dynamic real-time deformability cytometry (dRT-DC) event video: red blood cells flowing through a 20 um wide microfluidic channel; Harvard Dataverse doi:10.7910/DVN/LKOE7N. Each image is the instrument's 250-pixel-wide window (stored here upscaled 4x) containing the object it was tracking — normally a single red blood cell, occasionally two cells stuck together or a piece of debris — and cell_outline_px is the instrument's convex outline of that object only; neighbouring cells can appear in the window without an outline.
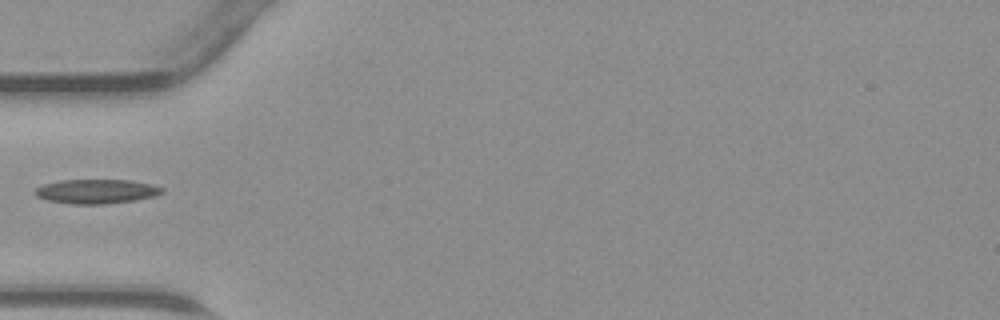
{"species": "common noctule bat (a hibernating species)", "species_latin": "Nyctalus noctula", "temperature_condition": "warm", "stored_images_in_passage": 31, "camera_frame_rate_fps": 3000, "um_per_image_px": 0.085, "animal": {"sex": "male", "body_mass_g": 23.1, "forearm_length_mm": 52.7}, "frame": {"image": 1, "passage_image": 1, "time_ms": 0.0, "image_size_px": [1000, 320], "cell_outline_px": [[164, 192], [156, 196], [136, 200], [104, 204], [72, 204], [48, 200], [36, 196], [32, 192], [36, 188], [44, 184], [60, 180], [128, 180], [152, 184], [164, 188]], "centroid_in_image_um": [8.21, 16.27], "position_along_channel_um": 76.8, "area_um2": 18.09}}
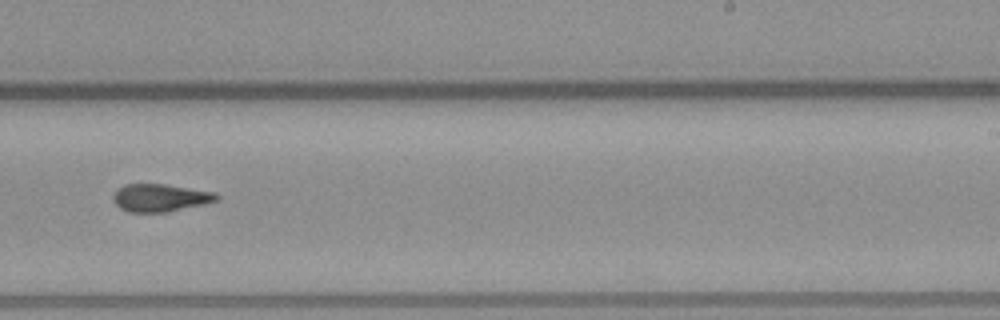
{"frame": {"image": 2, "passage_image": 14, "time_ms": 4.333, "image_size_px": [1000, 320], "cell_outline_px": [[220, 200], [204, 204], [168, 212], [128, 212], [120, 208], [112, 200], [112, 196], [124, 184], [164, 184], [216, 192], [220, 196]], "centroid_in_image_um": [13.65, 16.81], "position_along_channel_um": 275.3, "area_um2": 16.76}}
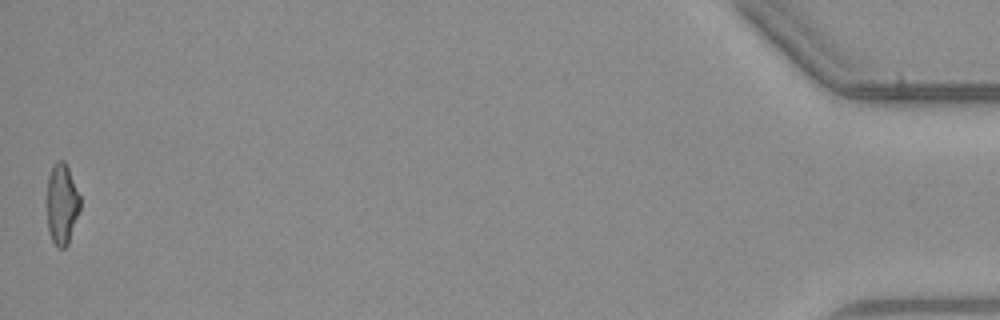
{"frame": {"image": 3, "passage_image": 31, "time_ms": 10.0, "image_size_px": [1000, 320], "cell_outline_px": [[80, 208], [68, 244], [64, 248], [56, 248], [48, 232], [48, 176], [52, 164], [56, 160], [64, 160], [68, 168], [80, 196]], "centroid_in_image_um": [5.26, 17.34], "position_along_channel_um": 429.9, "area_um2": 15.55}}